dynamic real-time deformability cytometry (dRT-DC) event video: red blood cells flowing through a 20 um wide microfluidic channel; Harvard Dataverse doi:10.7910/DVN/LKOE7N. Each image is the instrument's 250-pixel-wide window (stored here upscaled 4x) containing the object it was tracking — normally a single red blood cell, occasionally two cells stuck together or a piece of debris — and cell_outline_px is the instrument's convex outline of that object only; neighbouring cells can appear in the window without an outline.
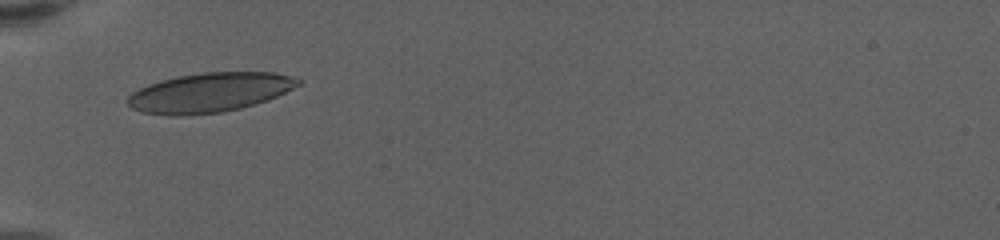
{"species": "human", "species_latin": "Homo sapiens", "temperature_condition": "warm", "stored_images_in_passage": 33, "camera_frame_rate_fps": 3000, "um_per_image_px": 0.085, "donor": {"sex": "female"}, "frame": {"image": 1, "passage_image": 1, "time_ms": 0.0, "image_size_px": [1000, 240], "cell_outline_px": [[300, 84], [276, 96], [240, 108], [220, 112], [176, 116], [140, 112], [132, 108], [128, 104], [128, 96], [132, 92], [148, 84], [160, 80], [200, 72], [272, 72], [292, 76], [300, 80]], "centroid_in_image_um": [17.77, 7.85], "position_along_channel_um": 67.2, "area_um2": 38.73}}
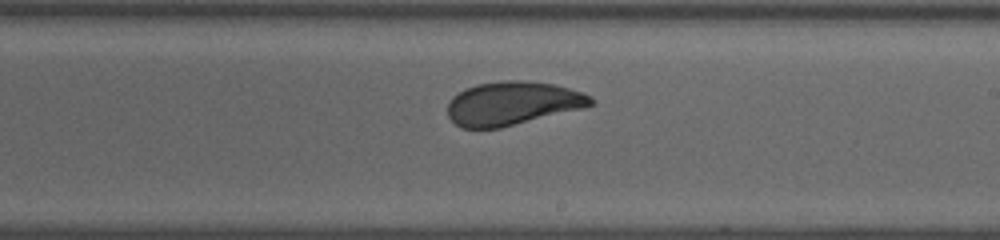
{"frame": {"image": 2, "passage_image": 17, "time_ms": 5.333, "image_size_px": [1000, 240], "cell_outline_px": [[596, 100], [592, 104], [580, 108], [500, 128], [460, 128], [448, 116], [448, 104], [452, 96], [464, 88], [476, 84], [504, 80], [524, 80], [552, 84], [568, 88], [592, 96]], "centroid_in_image_um": [43.51, 8.77], "position_along_channel_um": 245.5, "area_um2": 36.13}}
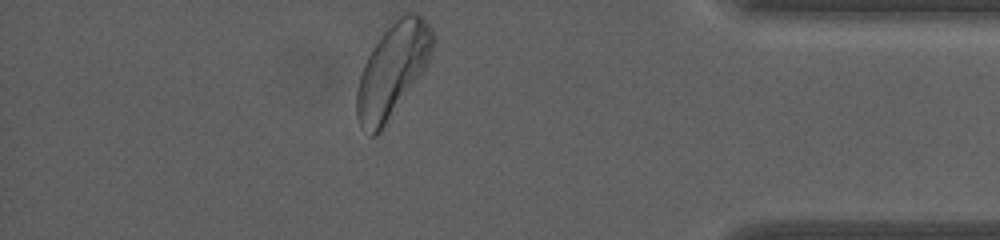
{"frame": {"image": 3, "passage_image": 33, "time_ms": 10.667, "image_size_px": [1000, 240], "cell_outline_px": [[436, 40], [428, 64], [424, 72], [380, 132], [376, 136], [368, 136], [360, 124], [356, 116], [356, 92], [360, 76], [364, 64], [372, 48], [384, 32], [404, 12], [416, 12], [432, 28]], "centroid_in_image_um": [33.39, 5.99], "position_along_channel_um": 401.8, "area_um2": 41.44}, "authors_computed_cell_mechanics": {"area_um2": 36.5874, "velocity_mm_per_s": 3.438, "shape_relaxation_time_tau1_ms": 5.2717, "shape_relaxation_time_tau2_ms": 0.6875, "deformation_change_tau1": 0.147, "deformation_change_tau2": 0.062}}